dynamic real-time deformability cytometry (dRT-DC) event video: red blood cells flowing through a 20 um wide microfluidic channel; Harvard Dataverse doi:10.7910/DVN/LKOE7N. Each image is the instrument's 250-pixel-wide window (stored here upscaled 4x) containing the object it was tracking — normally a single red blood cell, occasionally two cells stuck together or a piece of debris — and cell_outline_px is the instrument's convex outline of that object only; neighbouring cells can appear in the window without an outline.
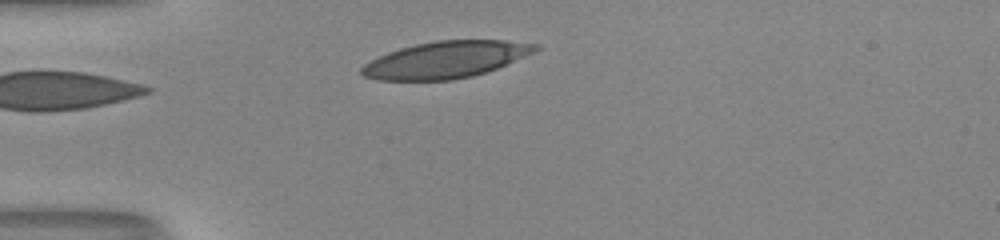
{"species": "human", "species_latin": "Homo sapiens", "temperature_condition": "room temperature", "stored_images_in_passage": 29, "camera_frame_rate_fps": 3000, "um_per_image_px": 0.085, "donor": {"sex": "male"}, "frame": {"image": 1, "passage_image": 1, "time_ms": 0.0, "image_size_px": [1000, 240], "cell_outline_px": [[540, 48], [536, 52], [496, 68], [472, 76], [452, 80], [376, 80], [364, 76], [360, 72], [360, 68], [364, 64], [388, 52], [400, 48], [416, 44], [436, 40], [500, 40], [540, 44]], "centroid_in_image_um": [37.9, 5.07], "position_along_channel_um": 47.1, "area_um2": 37.05}}
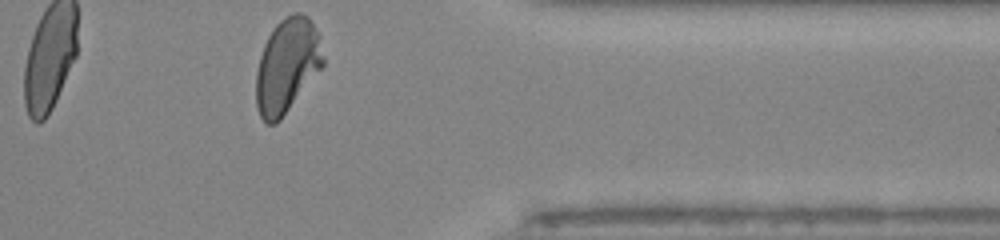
{"frame": {"image": 2, "passage_image": 29, "time_ms": 9.333, "image_size_px": [1000, 240], "cell_outline_px": [[324, 64], [280, 120], [276, 124], [268, 124], [260, 116], [256, 104], [256, 72], [260, 56], [264, 44], [268, 36], [276, 24], [284, 16], [292, 12], [300, 12], [308, 16], [320, 36], [324, 56]], "centroid_in_image_um": [24.4, 5.55], "position_along_channel_um": 387.0, "area_um2": 36.82}, "authors_computed_cell_mechanics": {"area_um2": 36.9342, "velocity_mm_per_s": 4.0175, "shape_relaxation_time_tau1_ms": 5.7694, "shape_relaxation_time_tau2_ms": 0.8676, "deformation_change_tau1": 0.2247, "deformation_change_tau2": 0.0608}}